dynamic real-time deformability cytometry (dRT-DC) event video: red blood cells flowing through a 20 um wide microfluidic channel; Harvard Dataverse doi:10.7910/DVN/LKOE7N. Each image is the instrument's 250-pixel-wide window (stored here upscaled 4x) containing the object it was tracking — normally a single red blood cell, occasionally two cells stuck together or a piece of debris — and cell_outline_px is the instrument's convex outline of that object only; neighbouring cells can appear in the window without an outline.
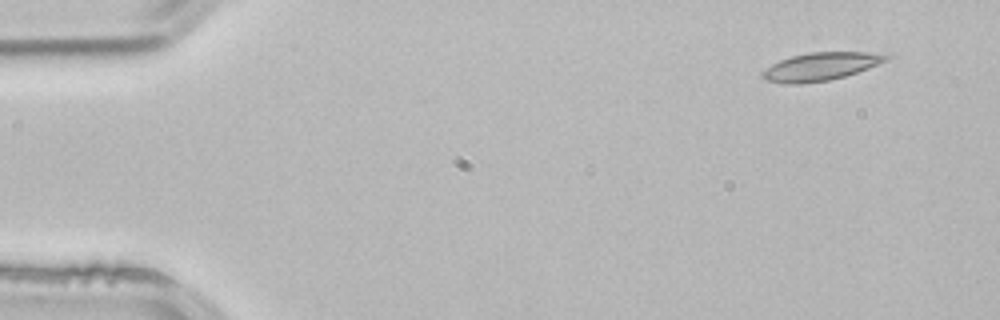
{"species": "common noctule bat (a hibernating species)", "species_latin": "Nyctalus noctula", "temperature_condition": "room temperature", "stored_images_in_passage": 2, "camera_frame_rate_fps": 3000, "um_per_image_px": 0.085, "animal": {"sex": "male", "body_mass_g": 21.5, "forearm_length_mm": 52.0}, "frame": {"image": 1, "passage_image": 1, "time_ms": 0.0, "image_size_px": [1000, 320], "cell_outline_px": [[892, 56], [888, 60], [868, 68], [844, 76], [828, 80], [800, 84], [788, 84], [764, 80], [760, 76], [760, 72], [772, 64], [780, 60], [792, 56], [812, 52], [888, 52]], "centroid_in_image_um": [69.78, 5.64], "position_along_channel_um": 15.2, "area_um2": 20.35}}